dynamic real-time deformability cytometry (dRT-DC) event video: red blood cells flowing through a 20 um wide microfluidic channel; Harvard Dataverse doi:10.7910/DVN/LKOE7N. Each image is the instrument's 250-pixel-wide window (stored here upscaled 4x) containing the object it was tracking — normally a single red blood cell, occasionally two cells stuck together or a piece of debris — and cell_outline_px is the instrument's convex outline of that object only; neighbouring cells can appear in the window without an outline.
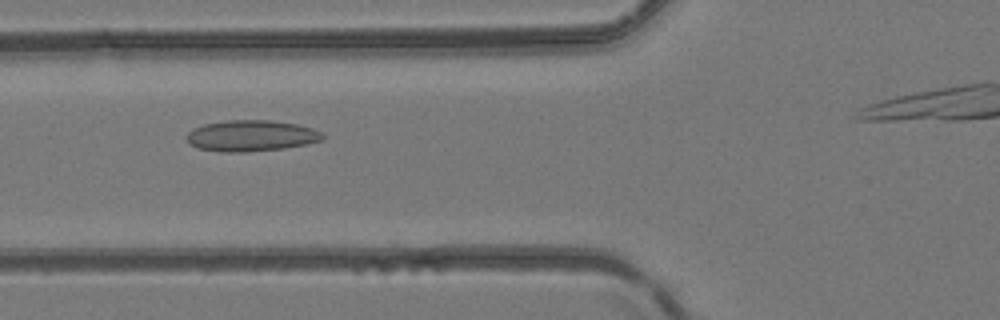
{"species": "common noctule bat (a hibernating species)", "species_latin": "Nyctalus noctula", "temperature_condition": "room temperature", "stored_images_in_passage": 26, "camera_frame_rate_fps": 3000, "um_per_image_px": 0.085, "animal": {"sex": "female", "body_mass_g": 24.6, "forearm_length_mm": 56.2}, "frame": {"image": 1, "passage_image": 7, "time_ms": 2.0, "image_size_px": [1000, 320], "cell_outline_px": [[324, 140], [308, 144], [284, 148], [248, 152], [220, 152], [200, 148], [188, 144], [184, 136], [192, 128], [204, 124], [228, 120], [268, 120], [296, 124], [312, 128], [320, 132], [324, 136]], "centroid_in_image_um": [21.32, 11.54], "position_along_channel_um": 104.5, "area_um2": 24.85}}
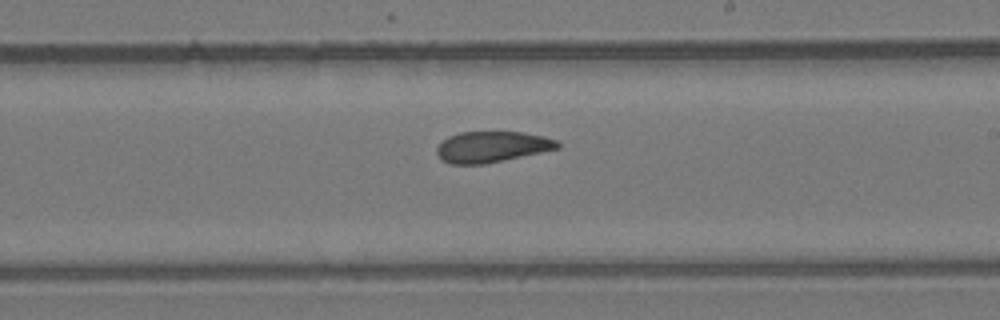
{"frame": {"image": 2, "passage_image": 17, "time_ms": 5.333, "image_size_px": [1000, 320], "cell_outline_px": [[560, 148], [484, 164], [452, 164], [440, 160], [436, 152], [436, 148], [448, 136], [460, 132], [524, 132], [544, 136], [556, 140], [560, 144]], "centroid_in_image_um": [41.8, 12.48], "position_along_channel_um": 247.2, "area_um2": 21.73}}
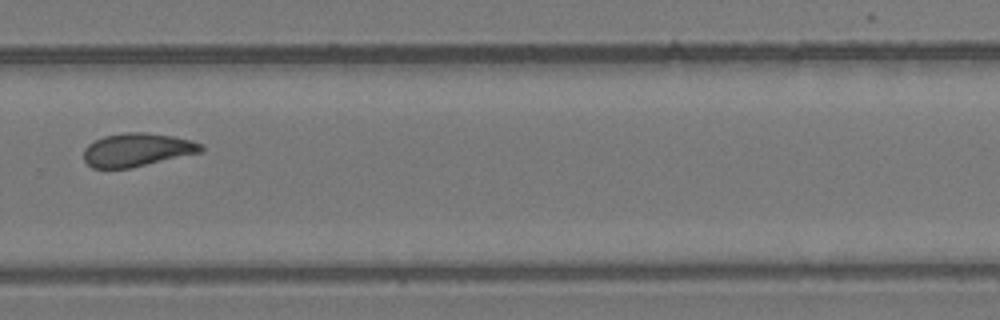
{"frame": {"image": 3, "passage_image": 22, "time_ms": 7.0, "image_size_px": [1000, 320], "cell_outline_px": [[204, 148], [200, 152], [128, 168], [92, 168], [84, 160], [84, 148], [88, 144], [104, 136], [124, 132], [144, 132], [172, 136], [192, 140], [200, 144]], "centroid_in_image_um": [11.61, 12.72], "position_along_channel_um": 318.2, "area_um2": 22.43}}